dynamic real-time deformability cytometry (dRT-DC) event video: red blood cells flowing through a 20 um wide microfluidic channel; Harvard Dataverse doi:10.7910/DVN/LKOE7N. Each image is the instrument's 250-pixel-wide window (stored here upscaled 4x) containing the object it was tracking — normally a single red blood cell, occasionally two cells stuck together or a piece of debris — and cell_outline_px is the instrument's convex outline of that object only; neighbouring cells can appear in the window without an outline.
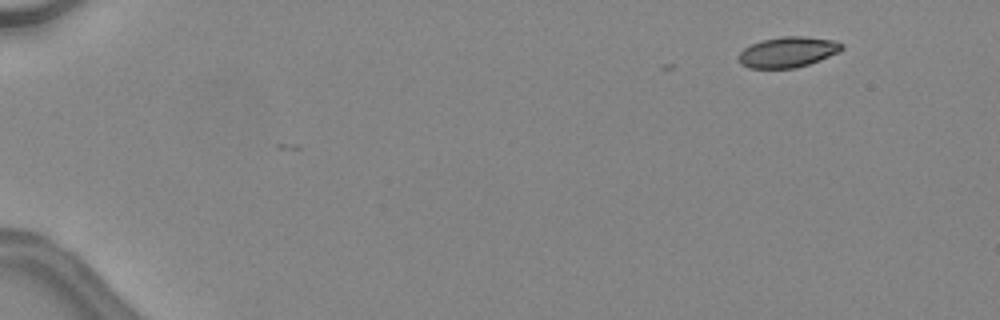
{"species": "common noctule bat (a hibernating species)", "species_latin": "Nyctalus noctula", "temperature_condition": "warm", "stored_images_in_passage": 8, "camera_frame_rate_fps": 3000, "um_per_image_px": 0.085, "animal": {"sex": "female", "body_mass_g": 24.6, "forearm_length_mm": 56.2}, "frame": {"image": 1, "passage_image": 1, "time_ms": 0.0, "image_size_px": [1000, 320], "cell_outline_px": [[844, 48], [840, 52], [820, 60], [796, 68], [748, 68], [740, 64], [740, 52], [744, 48], [752, 44], [764, 40], [780, 36], [804, 36], [836, 40], [844, 44]], "centroid_in_image_um": [67.02, 4.42], "position_along_channel_um": 18.0, "area_um2": 18.44}}